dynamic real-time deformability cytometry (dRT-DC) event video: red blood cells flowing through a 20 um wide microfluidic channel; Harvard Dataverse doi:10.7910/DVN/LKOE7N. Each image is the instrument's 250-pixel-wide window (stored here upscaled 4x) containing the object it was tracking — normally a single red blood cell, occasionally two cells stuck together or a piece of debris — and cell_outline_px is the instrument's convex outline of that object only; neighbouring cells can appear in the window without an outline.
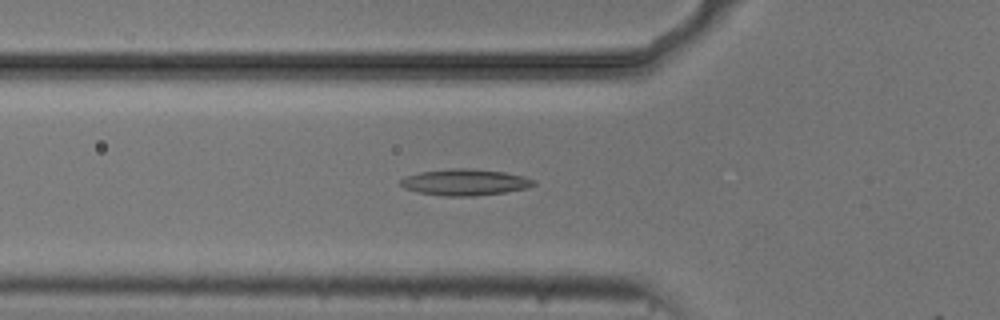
{"species": "common noctule bat (a hibernating species)", "species_latin": "Nyctalus noctula", "temperature_condition": "cold", "stored_images_in_passage": 20, "camera_frame_rate_fps": 3000, "um_per_image_px": 0.085, "animal": {"sex": "male", "body_mass_g": 20.5, "forearm_length_mm": 52.5}, "frame": {"image": 1, "passage_image": 19, "time_ms": 6.0, "image_size_px": [1000, 320], "cell_outline_px": [[536, 184], [528, 188], [504, 192], [476, 196], [444, 196], [420, 192], [404, 188], [400, 184], [400, 180], [404, 176], [420, 172], [452, 168], [472, 168], [504, 172], [524, 176], [536, 180]], "centroid_in_image_um": [39.54, 15.48], "position_along_channel_um": 86.3, "area_um2": 20.52}}